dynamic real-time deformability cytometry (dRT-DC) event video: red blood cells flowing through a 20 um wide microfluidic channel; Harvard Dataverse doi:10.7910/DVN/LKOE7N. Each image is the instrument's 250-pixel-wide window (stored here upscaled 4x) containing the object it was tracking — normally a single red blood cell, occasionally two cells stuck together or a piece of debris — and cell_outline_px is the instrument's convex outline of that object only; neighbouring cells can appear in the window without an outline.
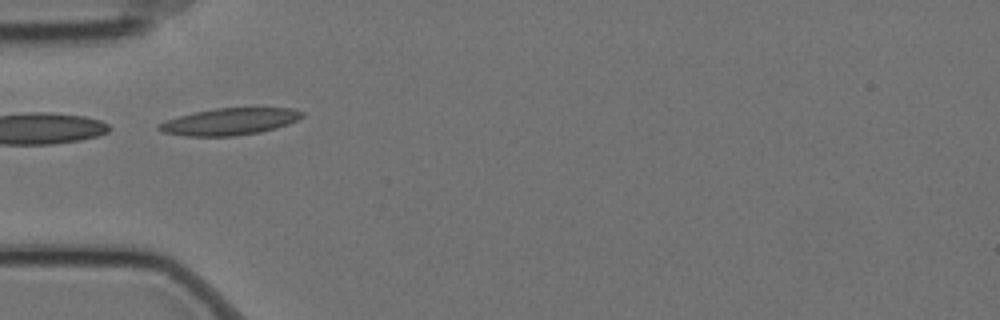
{"species": "Egyptian fruit bat (a non-hibernating species)", "species_latin": "Rousettus aegyptiacus", "temperature_condition": "cold", "stored_images_in_passage": 6, "camera_frame_rate_fps": 3000, "um_per_image_px": 0.085, "animal": {"sex": "female"}, "frame": {"image": 1, "passage_image": 6, "time_ms": 1.667, "image_size_px": [1000, 320], "cell_outline_px": [[304, 116], [288, 124], [276, 128], [260, 132], [236, 136], [184, 136], [164, 132], [156, 128], [156, 124], [164, 120], [196, 112], [216, 108], [292, 108], [304, 112]], "centroid_in_image_um": [19.51, 10.34], "position_along_channel_um": 65.5, "area_um2": 22.43}}